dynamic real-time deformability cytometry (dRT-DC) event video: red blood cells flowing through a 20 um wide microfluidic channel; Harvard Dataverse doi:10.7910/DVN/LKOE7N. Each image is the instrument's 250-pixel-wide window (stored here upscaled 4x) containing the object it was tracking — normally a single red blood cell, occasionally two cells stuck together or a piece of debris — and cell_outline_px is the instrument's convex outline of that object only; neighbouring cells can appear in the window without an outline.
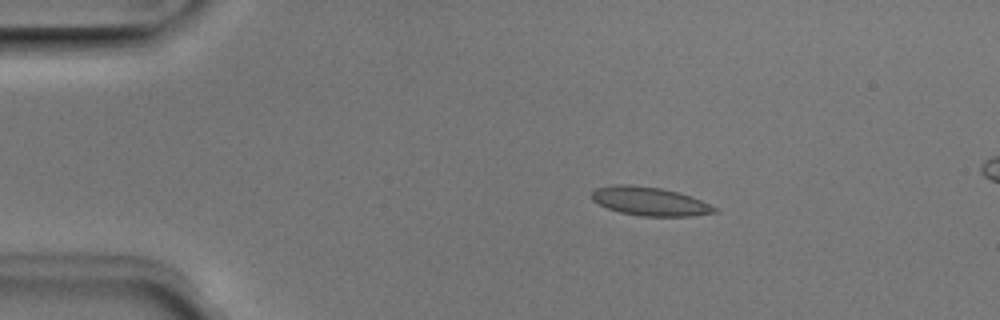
{"species": "Egyptian fruit bat (a non-hibernating species)", "species_latin": "Rousettus aegyptiacus", "temperature_condition": "room temperature", "stored_images_in_passage": 4, "camera_frame_rate_fps": 3000, "um_per_image_px": 0.085, "animal": {"sex": "male"}, "frame": {"image": 1, "passage_image": 2, "time_ms": 0.333, "image_size_px": [1000, 320], "cell_outline_px": [[716, 212], [692, 216], [640, 216], [620, 212], [608, 208], [592, 200], [592, 192], [596, 188], [612, 184], [628, 184], [660, 188], [676, 192], [700, 200], [716, 208]], "centroid_in_image_um": [55.17, 17.11], "position_along_channel_um": 29.8, "area_um2": 20.17}}